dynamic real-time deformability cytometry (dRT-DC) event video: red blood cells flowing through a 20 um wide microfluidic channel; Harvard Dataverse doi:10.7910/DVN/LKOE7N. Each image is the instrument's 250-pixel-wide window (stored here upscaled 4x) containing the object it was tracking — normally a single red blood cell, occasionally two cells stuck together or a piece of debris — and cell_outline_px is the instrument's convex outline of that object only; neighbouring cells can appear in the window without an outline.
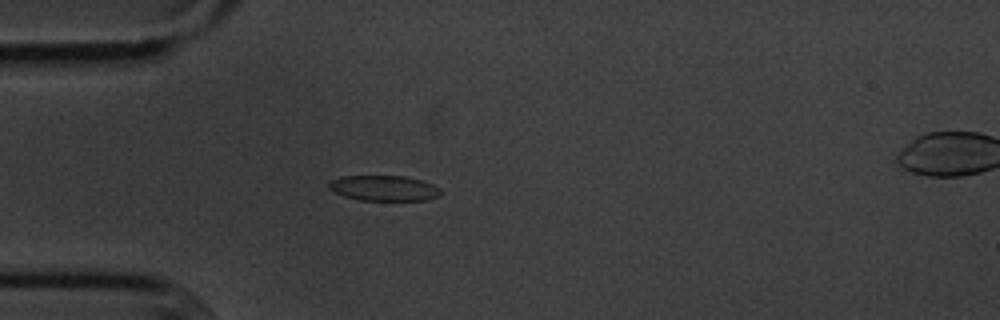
{"species": "common noctule bat (a hibernating species)", "species_latin": "Nyctalus noctula", "temperature_condition": "cold", "stored_images_in_passage": 5, "camera_frame_rate_fps": 3000, "um_per_image_px": 0.085, "animal": {"sex": "male", "body_mass_g": 20.1, "forearm_length_mm": 53.5}, "frame": {"image": 1, "passage_image": 4, "time_ms": 3.333, "image_size_px": [1000, 320], "cell_outline_px": [[440, 196], [428, 200], [360, 200], [344, 196], [328, 188], [328, 184], [332, 180], [340, 176], [404, 176], [420, 180], [432, 184], [440, 188]], "centroid_in_image_um": [32.64, 15.99], "position_along_channel_um": 52.4, "area_um2": 16.47}}